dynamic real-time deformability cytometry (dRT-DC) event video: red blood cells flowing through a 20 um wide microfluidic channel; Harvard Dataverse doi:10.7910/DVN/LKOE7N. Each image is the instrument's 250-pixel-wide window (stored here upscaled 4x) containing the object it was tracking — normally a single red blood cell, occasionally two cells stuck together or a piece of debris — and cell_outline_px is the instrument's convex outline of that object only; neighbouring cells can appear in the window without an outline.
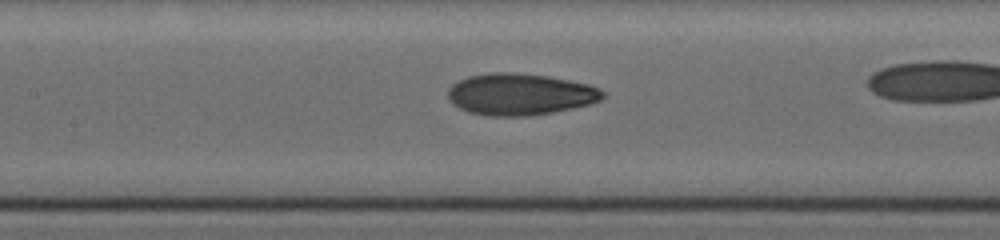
{"species": "human", "species_latin": "Homo sapiens", "temperature_condition": "cold", "stored_images_in_passage": 30, "camera_frame_rate_fps": 3000, "um_per_image_px": 0.085, "donor": {"sex": "female"}, "frame": {"image": 1, "passage_image": 18, "time_ms": 10.0, "image_size_px": [1000, 240], "cell_outline_px": [[604, 96], [600, 100], [592, 104], [552, 112], [528, 116], [488, 116], [468, 112], [452, 104], [448, 100], [448, 88], [452, 84], [468, 76], [488, 72], [516, 72], [548, 76], [588, 84], [600, 88], [604, 92]], "centroid_in_image_um": [44.19, 8.01], "position_along_channel_um": 163.2, "area_um2": 37.86}}